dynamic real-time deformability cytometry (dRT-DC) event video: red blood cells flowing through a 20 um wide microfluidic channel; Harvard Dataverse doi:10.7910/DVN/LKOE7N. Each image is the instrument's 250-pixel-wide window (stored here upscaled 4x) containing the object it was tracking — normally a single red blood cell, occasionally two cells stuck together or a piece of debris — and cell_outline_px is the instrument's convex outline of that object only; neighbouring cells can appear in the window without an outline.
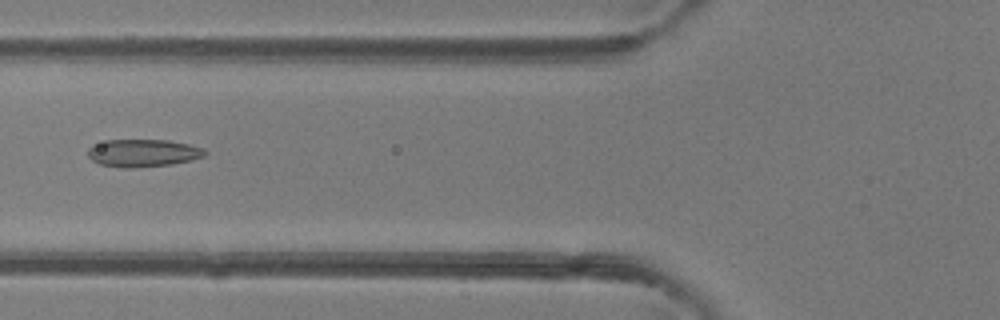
{"species": "common noctule bat (a hibernating species)", "species_latin": "Nyctalus noctula", "temperature_condition": "room temperature", "stored_images_in_passage": 48, "camera_frame_rate_fps": 3000, "um_per_image_px": 0.085, "animal": {"sex": "female"}, "frame": {"image": 1, "passage_image": 19, "time_ms": 6.0, "image_size_px": [1000, 320], "cell_outline_px": [[208, 152], [204, 156], [192, 160], [172, 164], [132, 168], [120, 168], [100, 164], [92, 160], [88, 156], [88, 148], [108, 140], [168, 140], [188, 144], [204, 148]], "centroid_in_image_um": [12.19, 13.01], "position_along_channel_um": 113.6, "area_um2": 18.79}}
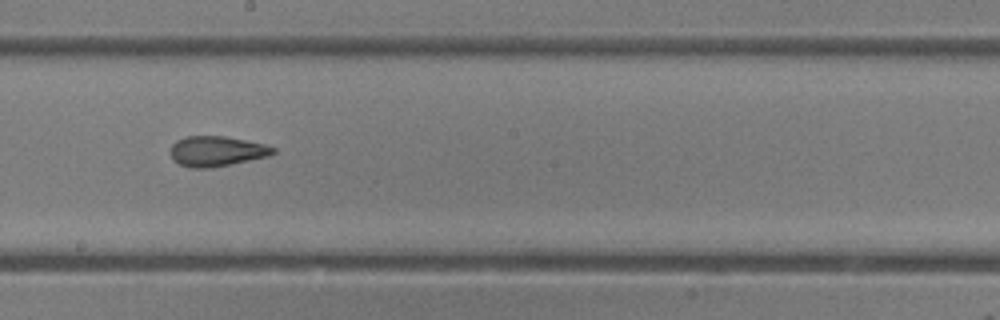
{"frame": {"image": 2, "passage_image": 27, "time_ms": 8.667, "image_size_px": [1000, 320], "cell_outline_px": [[276, 152], [268, 156], [212, 168], [192, 168], [180, 164], [172, 160], [172, 144], [176, 140], [184, 136], [224, 136], [264, 144], [276, 148]], "centroid_in_image_um": [18.41, 12.85], "position_along_channel_um": 229.8, "area_um2": 17.98}}
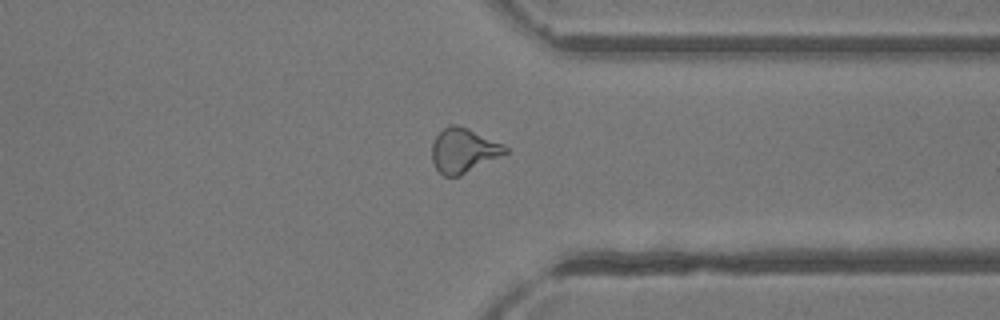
{"frame": {"image": 3, "passage_image": 37, "time_ms": 12.0, "image_size_px": [1000, 320], "cell_outline_px": [[508, 152], [460, 176], [444, 176], [436, 168], [432, 160], [432, 144], [436, 136], [448, 124], [456, 124], [468, 128], [504, 144], [508, 148]], "centroid_in_image_um": [39.39, 12.78], "position_along_channel_um": 372.0, "area_um2": 18.9}, "authors_computed_cell_mechanics": {"area_um2": 19.1896, "velocity_mm_per_s": 4.337, "shape_relaxation_time_tau1_ms": 8.0779, "shape_relaxation_time_tau2_ms": 1.9, "deformation_change_tau1": 0.1777, "deformation_change_tau2": 0.086}}